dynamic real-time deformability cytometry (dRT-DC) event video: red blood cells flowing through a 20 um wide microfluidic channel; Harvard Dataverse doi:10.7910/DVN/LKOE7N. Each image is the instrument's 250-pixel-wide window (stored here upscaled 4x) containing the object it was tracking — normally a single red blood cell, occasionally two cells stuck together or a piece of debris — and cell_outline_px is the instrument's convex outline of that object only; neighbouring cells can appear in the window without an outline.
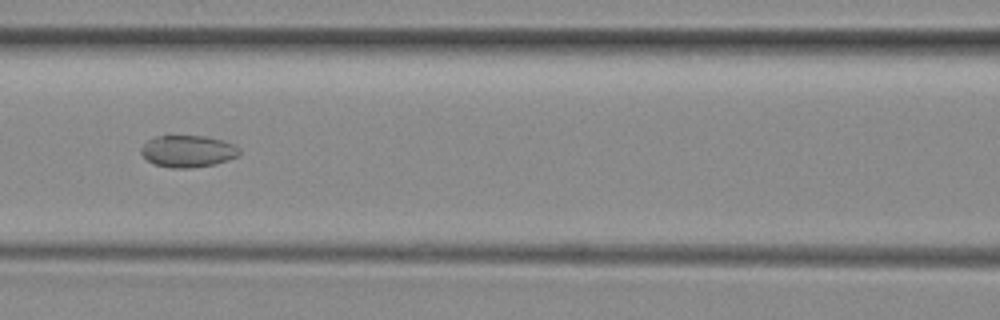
{"species": "common noctule bat (a hibernating species)", "species_latin": "Nyctalus noctula", "temperature_condition": "room temperature", "stored_images_in_passage": 28, "camera_frame_rate_fps": 3000, "um_per_image_px": 0.085, "animal": {"sex": "female", "body_mass_g": 29.2, "forearm_length_mm": 56.3}, "frame": {"image": 1, "passage_image": 14, "time_ms": 4.333, "image_size_px": [1000, 320], "cell_outline_px": [[240, 156], [216, 164], [192, 168], [172, 168], [152, 164], [140, 152], [140, 148], [148, 140], [156, 136], [204, 136], [220, 140], [232, 144], [240, 148]], "centroid_in_image_um": [15.97, 12.87], "position_along_channel_um": 150.6, "area_um2": 18.32}}
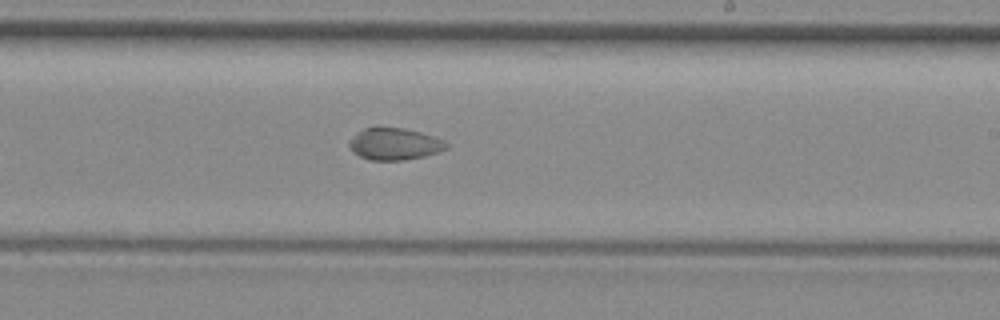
{"frame": {"image": 2, "passage_image": 22, "time_ms": 7.0, "image_size_px": [1000, 320], "cell_outline_px": [[448, 148], [424, 156], [404, 160], [368, 160], [352, 152], [348, 144], [348, 140], [356, 132], [372, 124], [380, 124], [404, 128], [420, 132], [444, 140], [448, 144]], "centroid_in_image_um": [33.45, 12.19], "position_along_channel_um": 255.6, "area_um2": 18.73}}
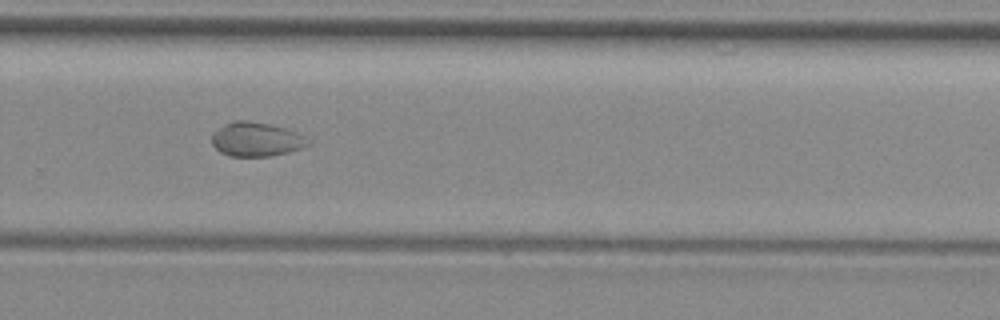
{"frame": {"image": 3, "passage_image": 26, "time_ms": 8.333, "image_size_px": [1000, 320], "cell_outline_px": [[312, 144], [304, 148], [272, 156], [228, 156], [220, 152], [212, 144], [212, 132], [224, 124], [232, 120], [248, 120], [268, 124], [284, 128], [296, 132], [312, 140]], "centroid_in_image_um": [21.8, 11.84], "position_along_channel_um": 308.0, "area_um2": 19.42}}